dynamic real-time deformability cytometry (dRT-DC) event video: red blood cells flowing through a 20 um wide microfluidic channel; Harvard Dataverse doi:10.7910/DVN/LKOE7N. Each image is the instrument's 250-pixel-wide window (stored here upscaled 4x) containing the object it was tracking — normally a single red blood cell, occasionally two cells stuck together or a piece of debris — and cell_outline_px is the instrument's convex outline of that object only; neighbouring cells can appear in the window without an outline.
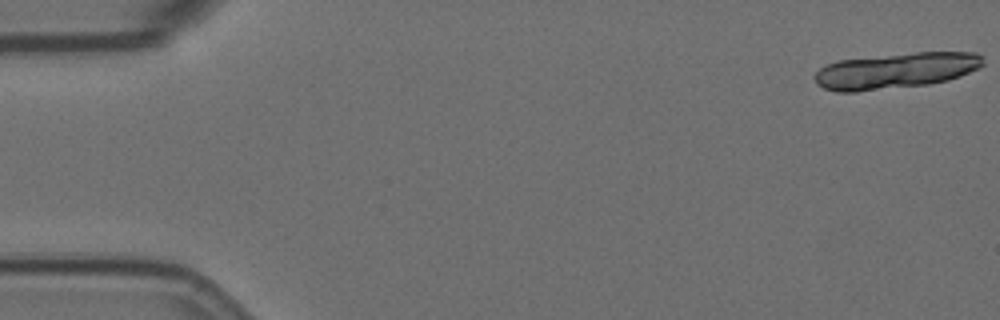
{"species": "Egyptian fruit bat (a non-hibernating species)", "species_latin": "Rousettus aegyptiacus", "temperature_condition": "room temperature", "stored_images_in_passage": 6, "camera_frame_rate_fps": 3000, "um_per_image_px": 0.085, "animal": {"sex": "female"}, "frame": {"image": 1, "passage_image": 1, "time_ms": 0.0, "image_size_px": [1000, 320], "cell_outline_px": [[984, 64], [980, 68], [960, 76], [948, 80], [928, 84], [856, 92], [836, 92], [824, 88], [816, 84], [812, 76], [820, 68], [836, 60], [916, 52], [976, 52], [984, 56]], "centroid_in_image_um": [76.14, 6.0], "position_along_channel_um": 8.9, "area_um2": 35.49}}
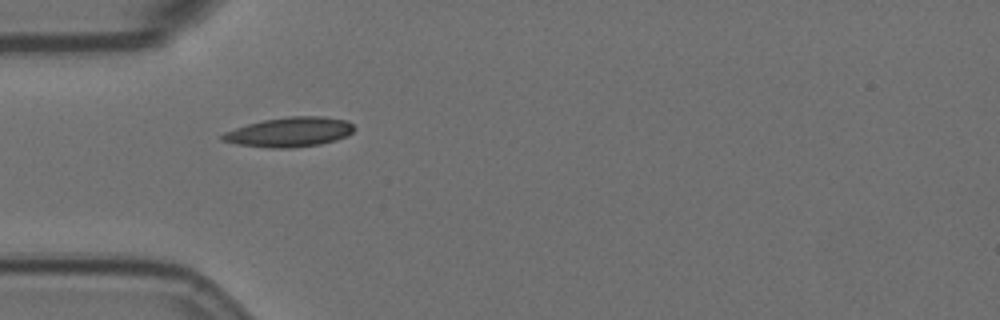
{"frame": {"image": 2, "passage_image": 5, "time_ms": 5.667, "image_size_px": [1000, 320], "cell_outline_px": [[356, 128], [348, 136], [336, 140], [320, 144], [288, 148], [272, 148], [236, 144], [220, 140], [220, 136], [224, 132], [248, 124], [264, 120], [288, 116], [324, 116], [348, 120]], "centroid_in_image_um": [24.64, 11.22], "position_along_channel_um": 60.4, "area_um2": 22.83}}
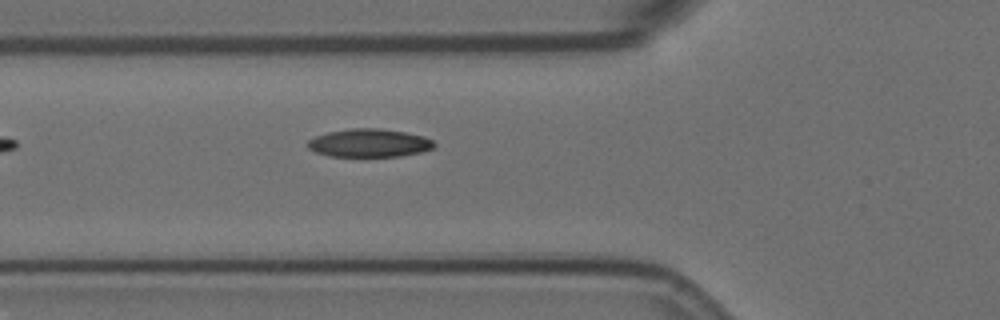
{"frame": {"image": 3, "passage_image": 6, "time_ms": 6.667, "image_size_px": [1000, 320], "cell_outline_px": [[436, 144], [432, 148], [420, 152], [400, 156], [328, 156], [316, 152], [308, 148], [304, 144], [308, 140], [316, 136], [328, 132], [352, 128], [380, 128], [404, 132], [424, 136], [432, 140]], "centroid_in_image_um": [31.35, 12.15], "position_along_channel_um": 94.4, "area_um2": 20.75}}